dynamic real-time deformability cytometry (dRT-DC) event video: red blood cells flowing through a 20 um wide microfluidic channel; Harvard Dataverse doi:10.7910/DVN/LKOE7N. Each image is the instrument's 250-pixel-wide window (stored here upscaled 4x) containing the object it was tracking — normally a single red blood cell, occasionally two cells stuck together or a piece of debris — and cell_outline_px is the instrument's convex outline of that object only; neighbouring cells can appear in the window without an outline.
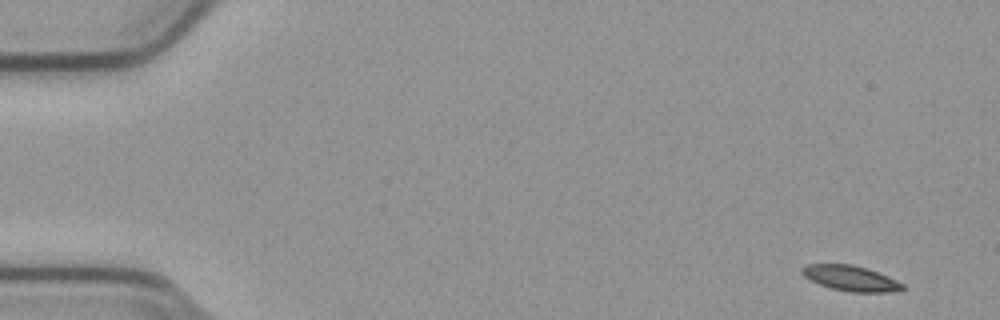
{"species": "common noctule bat (a hibernating species)", "species_latin": "Nyctalus noctula", "temperature_condition": "cold", "stored_images_in_passage": 54, "segment_of_instrument_passage": [1, 2], "camera_frame_rate_fps": 3000, "um_per_image_px": 0.085, "animal": {"sex": "male", "body_mass_g": 23.1, "forearm_length_mm": 52.7}, "frame": {"image": 1, "passage_image": 1, "time_ms": 0.0, "image_size_px": [1000, 320], "cell_outline_px": [[904, 288], [892, 292], [852, 292], [832, 288], [820, 284], [804, 276], [800, 272], [800, 268], [808, 264], [852, 264], [868, 268], [888, 276], [904, 284]], "centroid_in_image_um": [72.31, 23.64], "position_along_channel_um": 12.7, "area_um2": 14.8}}
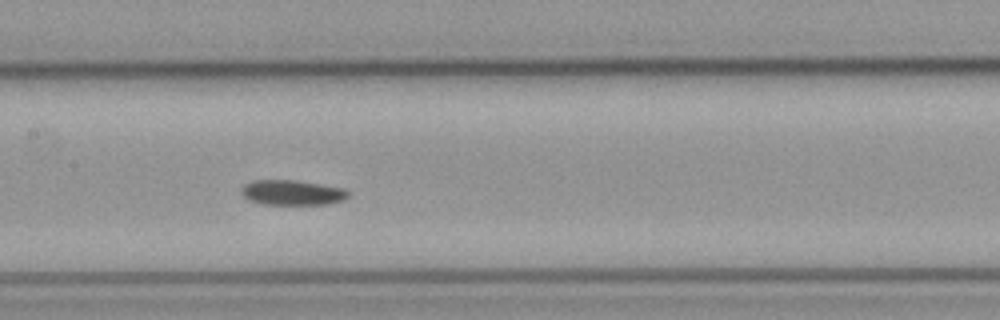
{"frame": {"image": 2, "passage_image": 25, "time_ms": 8.0, "image_size_px": [1000, 320], "cell_outline_px": [[348, 196], [344, 200], [328, 204], [264, 204], [248, 200], [240, 192], [240, 188], [244, 184], [252, 180], [296, 180], [344, 188], [348, 192]], "centroid_in_image_um": [24.8, 16.36], "position_along_channel_um": 182.6, "area_um2": 15.66}}
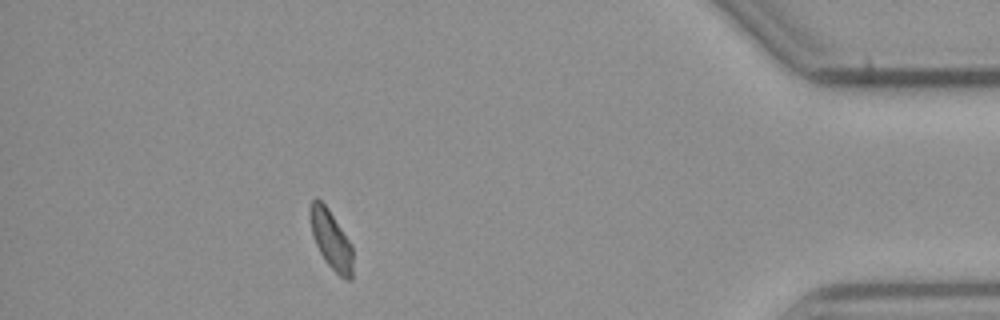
{"frame": {"image": 3, "passage_image": 47, "time_ms": 15.333, "image_size_px": [1000, 320], "cell_outline_px": [[352, 280], [344, 280], [324, 260], [316, 244], [312, 232], [308, 212], [312, 200], [316, 196], [328, 208], [352, 244]], "centroid_in_image_um": [28.13, 20.35], "position_along_channel_um": 407.1, "area_um2": 14.68}}